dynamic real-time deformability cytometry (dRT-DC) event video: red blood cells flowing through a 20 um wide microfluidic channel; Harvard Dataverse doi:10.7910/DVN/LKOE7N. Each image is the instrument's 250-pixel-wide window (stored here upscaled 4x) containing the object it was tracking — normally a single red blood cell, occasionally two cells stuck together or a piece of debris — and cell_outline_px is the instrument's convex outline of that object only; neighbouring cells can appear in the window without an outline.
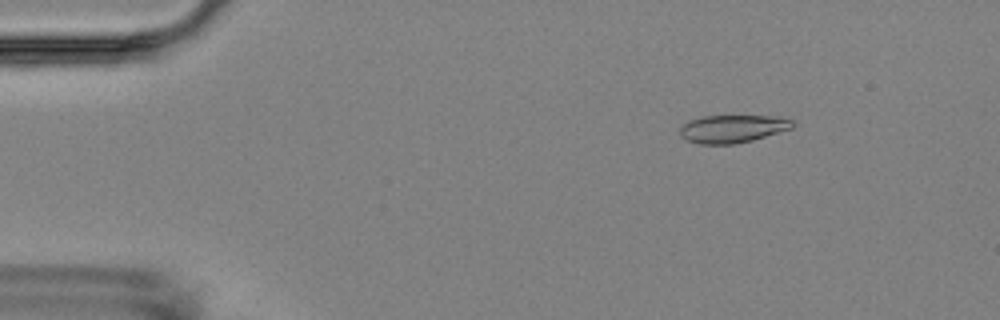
{"species": "Egyptian fruit bat (a non-hibernating species)", "species_latin": "Rousettus aegyptiacus", "temperature_condition": "room temperature", "stored_images_in_passage": 6, "camera_frame_rate_fps": 3000, "um_per_image_px": 0.085, "animal": {"sex": "female"}, "frame": {"image": 1, "passage_image": 3, "time_ms": 2.333, "image_size_px": [1000, 320], "cell_outline_px": [[792, 128], [752, 140], [732, 144], [700, 144], [688, 140], [680, 136], [680, 128], [688, 120], [704, 116], [772, 116], [792, 120]], "centroid_in_image_um": [62.22, 10.94], "position_along_channel_um": 22.8, "area_um2": 17.98}}
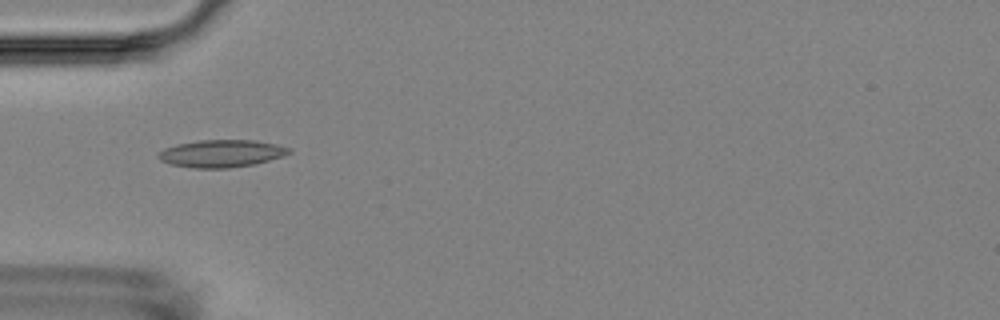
{"frame": {"image": 2, "passage_image": 6, "time_ms": 5.667, "image_size_px": [1000, 320], "cell_outline_px": [[292, 152], [268, 160], [252, 164], [228, 168], [192, 168], [172, 164], [160, 160], [156, 156], [164, 148], [176, 144], [200, 140], [256, 140], [276, 144], [292, 148]], "centroid_in_image_um": [18.8, 13.04], "position_along_channel_um": 66.2, "area_um2": 20.75}}